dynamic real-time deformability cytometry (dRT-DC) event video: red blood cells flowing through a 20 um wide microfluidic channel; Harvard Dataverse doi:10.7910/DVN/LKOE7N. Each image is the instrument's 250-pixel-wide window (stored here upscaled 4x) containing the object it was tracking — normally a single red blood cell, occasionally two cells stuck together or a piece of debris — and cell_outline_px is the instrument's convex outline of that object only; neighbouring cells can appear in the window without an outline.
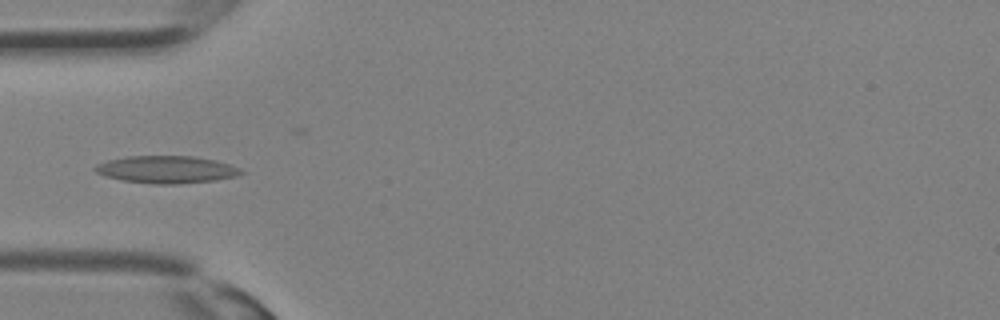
{"species": "Egyptian fruit bat (a non-hibernating species)", "species_latin": "Rousettus aegyptiacus", "temperature_condition": "room temperature", "stored_images_in_passage": 20, "camera_frame_rate_fps": 3000, "um_per_image_px": 0.085, "animal": {"sex": "female"}, "frame": {"image": 1, "passage_image": 2, "time_ms": 0.333, "image_size_px": [1000, 320], "cell_outline_px": [[244, 172], [232, 176], [216, 180], [176, 184], [152, 184], [124, 180], [104, 176], [96, 172], [92, 168], [96, 164], [108, 160], [124, 156], [196, 156], [216, 160], [240, 168]], "centroid_in_image_um": [14.1, 14.4], "position_along_channel_um": 70.9, "area_um2": 23.24}}
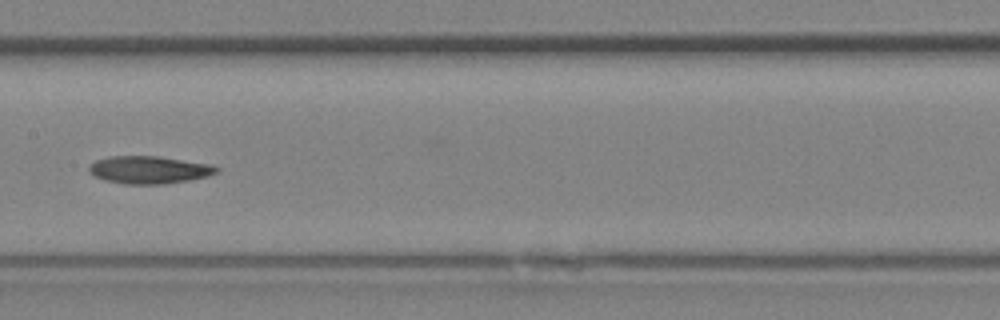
{"frame": {"image": 2, "passage_image": 8, "time_ms": 2.333, "image_size_px": [1000, 320], "cell_outline_px": [[220, 168], [216, 172], [208, 176], [188, 180], [164, 184], [124, 184], [104, 180], [88, 172], [88, 164], [96, 160], [108, 156], [160, 156], [208, 164]], "centroid_in_image_um": [12.62, 14.43], "position_along_channel_um": 194.8, "area_um2": 20.52}}
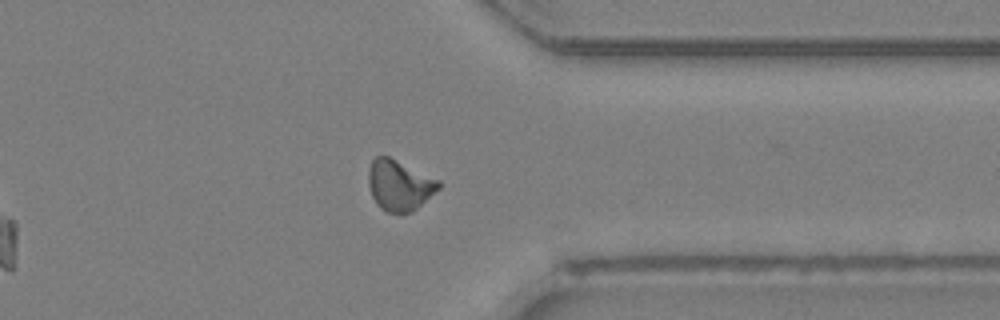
{"frame": {"image": 3, "passage_image": 17, "time_ms": 5.333, "image_size_px": [1000, 320], "cell_outline_px": [[440, 188], [412, 212], [388, 212], [380, 208], [376, 204], [372, 196], [368, 184], [368, 172], [372, 160], [376, 156], [388, 156], [440, 180]], "centroid_in_image_um": [33.94, 15.74], "position_along_channel_um": 377.5, "area_um2": 20.58}}